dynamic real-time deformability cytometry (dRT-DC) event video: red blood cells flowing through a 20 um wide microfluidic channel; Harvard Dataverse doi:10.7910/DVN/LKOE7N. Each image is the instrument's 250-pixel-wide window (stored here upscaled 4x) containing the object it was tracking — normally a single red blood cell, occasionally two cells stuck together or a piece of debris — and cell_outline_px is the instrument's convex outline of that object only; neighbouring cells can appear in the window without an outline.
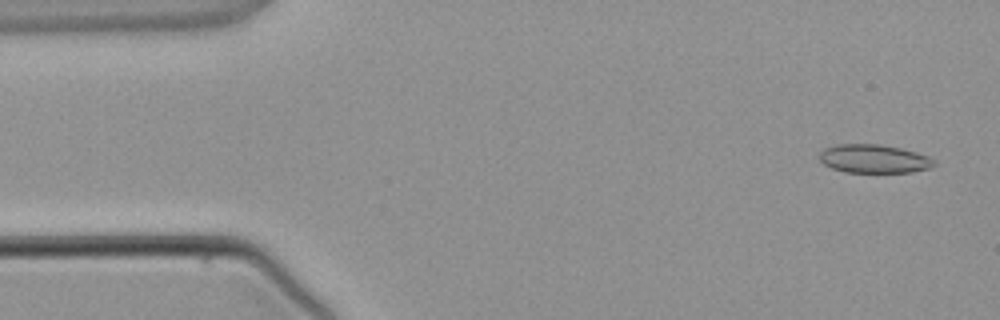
{"species": "common noctule bat (a hibernating species)", "species_latin": "Nyctalus noctula", "temperature_condition": "warm", "stored_images_in_passage": 5, "camera_frame_rate_fps": 3000, "um_per_image_px": 0.085, "animal": {"sex": "male", "body_mass_g": 21.5, "forearm_length_mm": 52.0}, "frame": {"image": 1, "passage_image": 1, "time_ms": 0.0, "image_size_px": [1000, 320], "cell_outline_px": [[936, 164], [932, 168], [912, 172], [844, 172], [832, 168], [824, 164], [820, 160], [820, 152], [824, 148], [836, 144], [880, 144], [900, 148], [916, 152], [928, 156], [936, 160]], "centroid_in_image_um": [74.31, 13.49], "position_along_channel_um": 10.7, "area_um2": 19.19}}
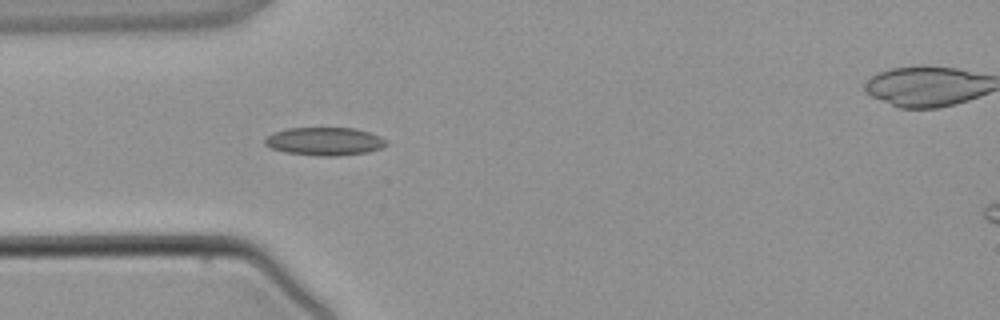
{"frame": {"image": 2, "passage_image": 4, "time_ms": 3.333, "image_size_px": [1000, 320], "cell_outline_px": [[388, 144], [380, 148], [368, 152], [336, 156], [320, 156], [284, 152], [272, 148], [264, 144], [264, 140], [268, 136], [276, 132], [288, 128], [356, 128], [380, 136], [388, 140]], "centroid_in_image_um": [27.62, 12.02], "position_along_channel_um": 57.4, "area_um2": 19.83}}